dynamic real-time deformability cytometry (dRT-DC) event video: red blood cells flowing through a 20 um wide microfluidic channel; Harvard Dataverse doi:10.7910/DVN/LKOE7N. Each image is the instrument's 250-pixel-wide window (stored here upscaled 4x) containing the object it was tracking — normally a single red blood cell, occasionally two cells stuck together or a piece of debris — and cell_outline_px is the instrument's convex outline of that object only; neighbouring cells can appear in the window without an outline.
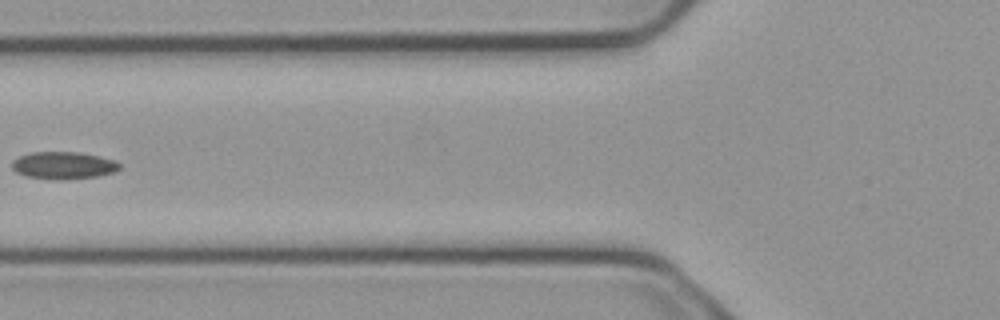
{"species": "common noctule bat (a hibernating species)", "species_latin": "Nyctalus noctula", "temperature_condition": "cold", "stored_images_in_passage": 5, "camera_frame_rate_fps": 3000, "um_per_image_px": 0.085, "animal": {"sex": "male", "body_mass_g": 23.1, "forearm_length_mm": 52.7}, "frame": {"image": 1, "passage_image": 4, "time_ms": 1.0, "image_size_px": [1000, 320], "cell_outline_px": [[120, 168], [116, 172], [100, 176], [64, 180], [56, 180], [28, 176], [16, 172], [12, 168], [12, 160], [20, 156], [32, 152], [76, 152], [96, 156], [112, 160], [120, 164]], "centroid_in_image_um": [5.39, 14.07], "position_along_channel_um": 120.4, "area_um2": 17.05}}
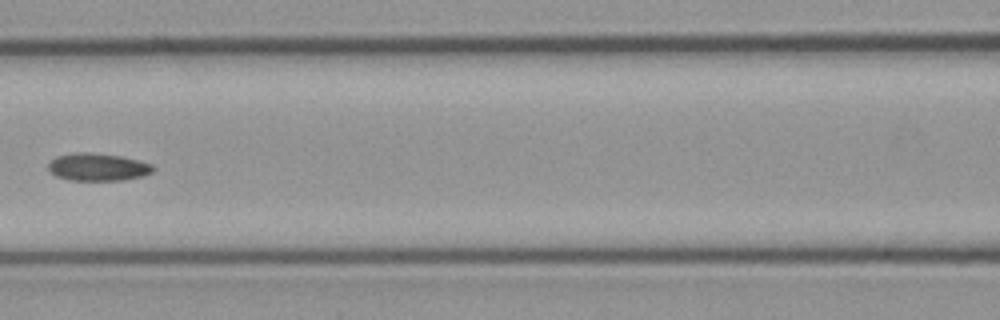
{"frame": {"image": 2, "passage_image": 5, "time_ms": 1.333, "image_size_px": [1000, 320], "cell_outline_px": [[156, 168], [152, 172], [140, 176], [124, 180], [68, 180], [56, 176], [48, 168], [48, 164], [56, 156], [76, 152], [92, 152], [120, 156], [152, 164]], "centroid_in_image_um": [8.3, 14.19], "position_along_channel_um": 158.3, "area_um2": 16.76}}